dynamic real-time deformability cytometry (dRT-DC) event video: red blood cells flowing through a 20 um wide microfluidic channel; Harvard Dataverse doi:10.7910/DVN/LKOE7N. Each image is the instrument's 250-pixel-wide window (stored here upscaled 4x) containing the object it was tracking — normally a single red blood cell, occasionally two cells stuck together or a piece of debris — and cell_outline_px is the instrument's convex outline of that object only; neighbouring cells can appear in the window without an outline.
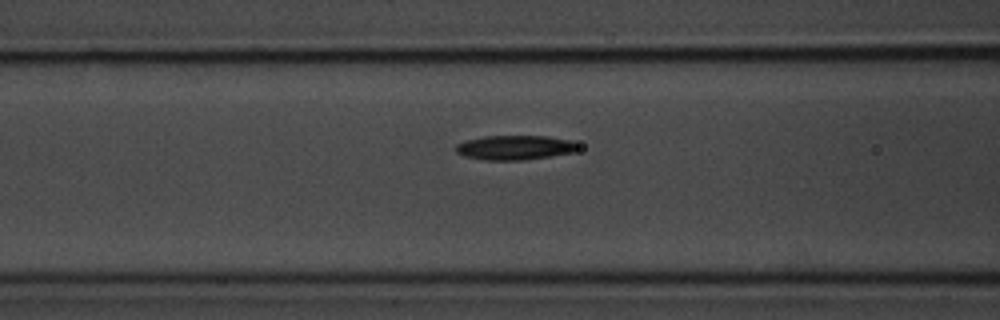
{"species": "common noctule bat (a hibernating species)", "species_latin": "Nyctalus noctula", "temperature_condition": "room temperature", "stored_images_in_passage": 10, "segment_of_instrument_passage": [1, 2], "camera_frame_rate_fps": 3000, "um_per_image_px": 0.085, "animal": {"sex": "male", "body_mass_g": 20.1, "forearm_length_mm": 53.5}, "frame": {"image": 1, "passage_image": 7, "time_ms": 7.667, "image_size_px": [1000, 320], "cell_outline_px": [[580, 148], [576, 152], [552, 156], [524, 160], [484, 160], [464, 156], [456, 152], [456, 144], [468, 140], [484, 136], [548, 136], [572, 140], [580, 144]], "centroid_in_image_um": [43.84, 12.54], "position_along_channel_um": 122.8, "area_um2": 17.69}}
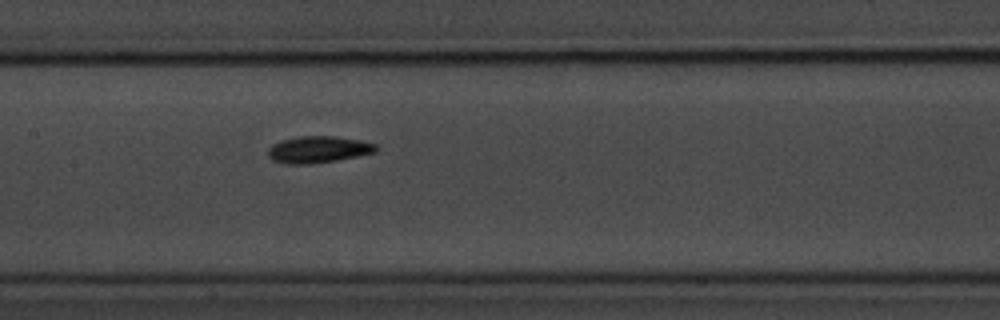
{"frame": {"image": 2, "passage_image": 9, "time_ms": 10.667, "image_size_px": [1000, 320], "cell_outline_px": [[380, 148], [376, 152], [336, 160], [312, 164], [284, 164], [272, 160], [268, 156], [268, 148], [272, 144], [280, 140], [300, 136], [336, 136], [360, 140], [376, 144]], "centroid_in_image_um": [27.04, 12.7], "position_along_channel_um": 180.4, "area_um2": 16.99}}